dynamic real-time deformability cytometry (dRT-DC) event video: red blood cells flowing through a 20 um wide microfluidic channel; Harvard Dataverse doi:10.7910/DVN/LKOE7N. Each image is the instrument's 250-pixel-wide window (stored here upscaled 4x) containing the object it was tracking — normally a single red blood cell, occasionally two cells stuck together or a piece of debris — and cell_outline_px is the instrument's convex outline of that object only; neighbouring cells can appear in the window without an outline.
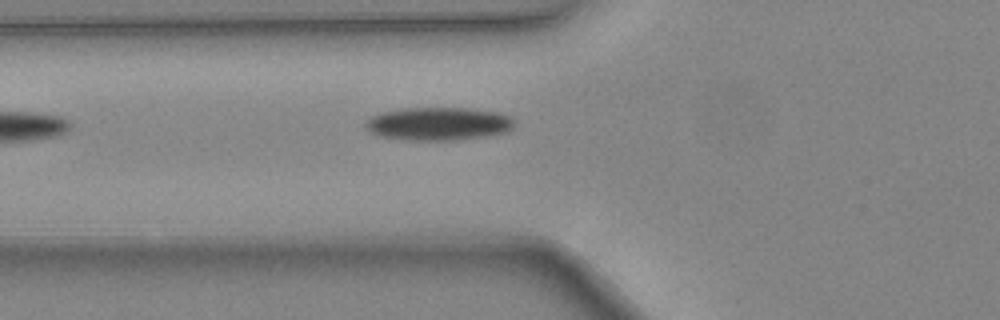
{"species": "common noctule bat (a hibernating species)", "species_latin": "Nyctalus noctula", "temperature_condition": "warm", "stored_images_in_passage": 4, "camera_frame_rate_fps": 3000, "um_per_image_px": 0.085, "animal": {"sex": "female", "body_mass_g": 24.6, "forearm_length_mm": 56.2}, "frame": {"image": 1, "passage_image": 4, "time_ms": 1.0, "image_size_px": [1000, 320], "cell_outline_px": [[512, 128], [508, 132], [488, 136], [456, 140], [404, 140], [380, 136], [368, 132], [364, 128], [364, 120], [368, 116], [380, 112], [404, 108], [468, 108], [500, 112], [508, 116], [512, 120]], "centroid_in_image_um": [37.18, 10.52], "position_along_channel_um": 88.6, "area_um2": 29.19}}